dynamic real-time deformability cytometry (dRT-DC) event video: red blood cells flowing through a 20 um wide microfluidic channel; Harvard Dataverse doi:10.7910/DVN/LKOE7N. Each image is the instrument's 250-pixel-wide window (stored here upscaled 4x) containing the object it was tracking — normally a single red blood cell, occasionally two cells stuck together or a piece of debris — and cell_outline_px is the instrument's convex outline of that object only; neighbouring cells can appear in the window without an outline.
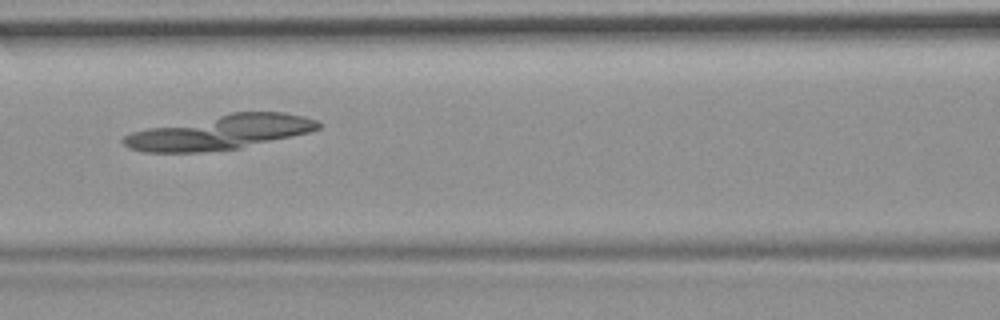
{"species": "common noctule bat (a hibernating species)", "species_latin": "Nyctalus noctula", "temperature_condition": "room temperature", "stored_images_in_passage": 8, "camera_frame_rate_fps": 3000, "um_per_image_px": 0.085, "animal": {"sex": "female", "body_mass_g": 19.9}, "frame": {"image": 1, "passage_image": 6, "time_ms": 1.667, "image_size_px": [1000, 320], "cell_outline_px": [[324, 124], [320, 128], [312, 132], [240, 148], [200, 152], [144, 152], [128, 148], [120, 140], [124, 136], [132, 132], [148, 128], [232, 112], [284, 112], [304, 116], [320, 120]], "centroid_in_image_um": [18.78, 11.24], "position_along_channel_um": 147.8, "area_um2": 39.19}}